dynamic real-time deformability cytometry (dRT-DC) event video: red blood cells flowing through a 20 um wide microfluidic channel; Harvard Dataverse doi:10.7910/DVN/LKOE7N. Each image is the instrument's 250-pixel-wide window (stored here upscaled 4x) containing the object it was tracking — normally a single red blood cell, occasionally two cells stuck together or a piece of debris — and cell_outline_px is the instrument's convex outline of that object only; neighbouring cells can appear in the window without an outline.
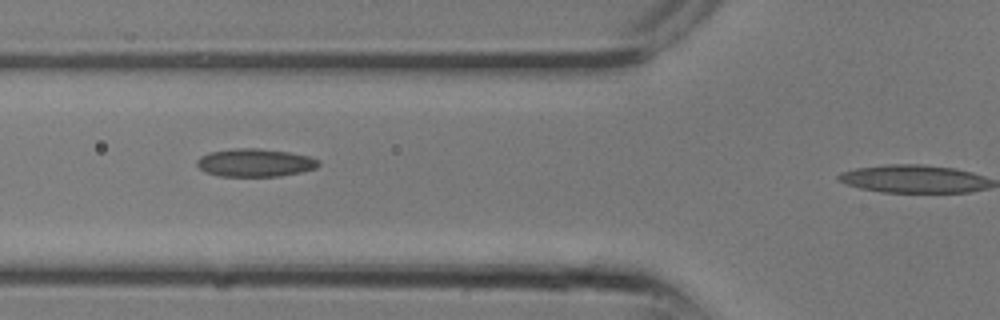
{"species": "common noctule bat (a hibernating species)", "species_latin": "Nyctalus noctula", "temperature_condition": "room temperature", "stored_images_in_passage": 14, "segment_of_instrument_passage": [1, 2], "camera_frame_rate_fps": 3000, "um_per_image_px": 0.085, "animal": {"sex": "male", "body_mass_g": 13.3}, "frame": {"image": 1, "passage_image": 10, "time_ms": 3.0, "image_size_px": [1000, 320], "cell_outline_px": [[320, 164], [316, 168], [300, 172], [280, 176], [220, 176], [204, 172], [196, 164], [196, 160], [200, 156], [208, 152], [236, 148], [256, 148], [288, 152], [308, 156], [320, 160]], "centroid_in_image_um": [21.65, 13.83], "position_along_channel_um": 104.1, "area_um2": 19.88}}
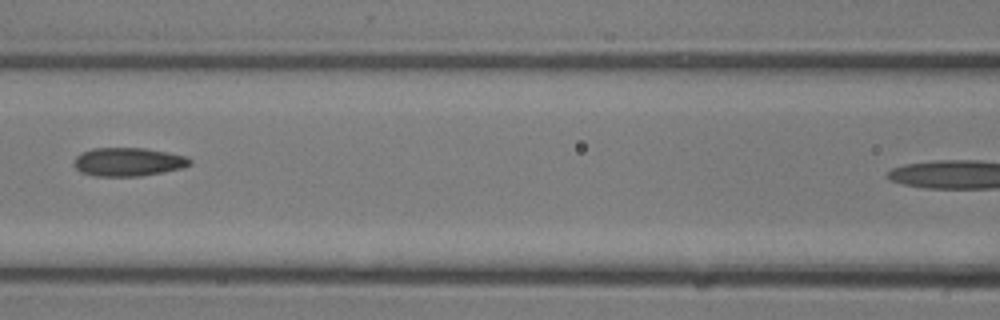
{"frame": {"image": 2, "passage_image": 12, "time_ms": 3.667, "image_size_px": [1000, 320], "cell_outline_px": [[192, 164], [184, 168], [164, 172], [140, 176], [96, 176], [80, 172], [72, 164], [76, 156], [80, 152], [92, 148], [144, 148], [168, 152], [184, 156], [192, 160]], "centroid_in_image_um": [10.89, 13.76], "position_along_channel_um": 155.7, "area_um2": 19.48}}